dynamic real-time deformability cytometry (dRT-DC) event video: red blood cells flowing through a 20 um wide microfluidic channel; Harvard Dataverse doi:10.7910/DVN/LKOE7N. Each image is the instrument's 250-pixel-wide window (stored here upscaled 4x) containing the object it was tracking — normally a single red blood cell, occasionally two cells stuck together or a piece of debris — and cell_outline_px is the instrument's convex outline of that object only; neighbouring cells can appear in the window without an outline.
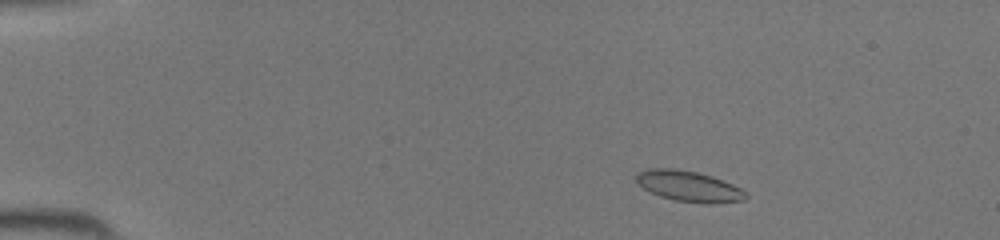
{"species": "common noctule bat (a hibernating species)", "species_latin": "Nyctalus noctula", "temperature_condition": "room temperature", "stored_images_in_passage": 43, "camera_frame_rate_fps": 3000, "um_per_image_px": 0.085, "animal": {"sex": "female", "body_mass_g": 19.5, "forearm_length_mm": 54.1}, "frame": {"image": 1, "passage_image": 5, "time_ms": 1.333, "image_size_px": [1000, 240], "cell_outline_px": [[748, 196], [744, 200], [712, 204], [704, 204], [676, 200], [660, 196], [636, 184], [636, 176], [640, 172], [648, 168], [672, 168], [696, 172], [712, 176], [732, 184], [740, 188]], "centroid_in_image_um": [58.55, 15.83], "position_along_channel_um": 26.5, "area_um2": 19.48}}
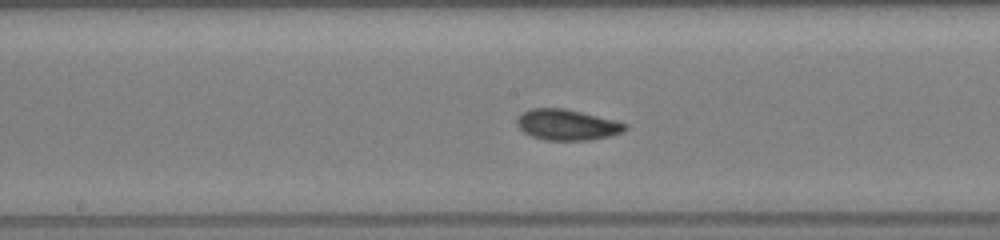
{"frame": {"image": 2, "passage_image": 22, "time_ms": 7.0, "image_size_px": [1000, 240], "cell_outline_px": [[628, 128], [624, 132], [612, 136], [592, 140], [544, 140], [532, 136], [524, 132], [516, 124], [516, 120], [524, 112], [532, 108], [564, 108], [616, 120], [628, 124]], "centroid_in_image_um": [48.26, 10.61], "position_along_channel_um": 199.9, "area_um2": 19.54}}
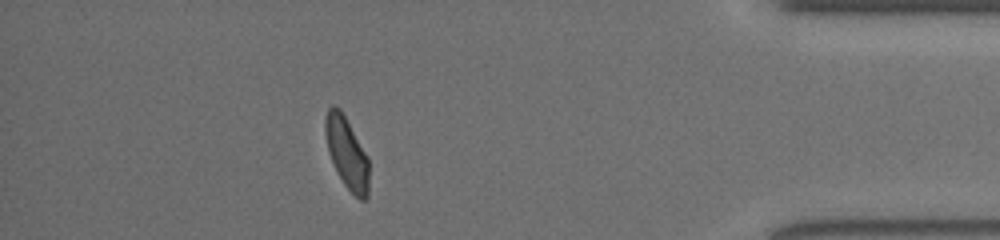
{"frame": {"image": 3, "passage_image": 38, "time_ms": 12.333, "image_size_px": [1000, 240], "cell_outline_px": [[368, 196], [364, 200], [360, 200], [344, 184], [328, 152], [324, 132], [324, 120], [328, 108], [332, 104], [340, 108], [368, 156]], "centroid_in_image_um": [29.46, 12.95], "position_along_channel_um": 405.7, "area_um2": 18.03}}